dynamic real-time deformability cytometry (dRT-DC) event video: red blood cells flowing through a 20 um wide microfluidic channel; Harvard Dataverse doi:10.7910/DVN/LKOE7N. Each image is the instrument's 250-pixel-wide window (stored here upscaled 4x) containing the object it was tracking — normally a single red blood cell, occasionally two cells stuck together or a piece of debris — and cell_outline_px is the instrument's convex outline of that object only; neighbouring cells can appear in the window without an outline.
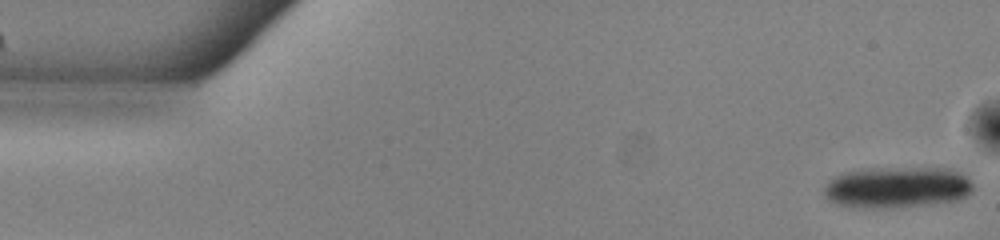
{"species": "common noctule bat (a hibernating species)", "species_latin": "Nyctalus noctula", "temperature_condition": "warm", "stored_images_in_passage": 15, "camera_frame_rate_fps": 3000, "um_per_image_px": 0.085, "animal": {"sex": "male", "body_mass_g": 13.0, "forearm_length_mm": 53.1}, "frame": {"image": 1, "passage_image": 1, "time_ms": 0.0, "image_size_px": [1000, 240], "cell_outline_px": [[972, 192], [968, 196], [960, 200], [884, 208], [864, 208], [836, 204], [828, 200], [824, 196], [824, 188], [836, 176], [844, 172], [864, 168], [948, 168], [960, 172], [968, 176], [972, 184]], "centroid_in_image_um": [76.27, 15.91], "position_along_channel_um": 8.7, "area_um2": 35.84}}